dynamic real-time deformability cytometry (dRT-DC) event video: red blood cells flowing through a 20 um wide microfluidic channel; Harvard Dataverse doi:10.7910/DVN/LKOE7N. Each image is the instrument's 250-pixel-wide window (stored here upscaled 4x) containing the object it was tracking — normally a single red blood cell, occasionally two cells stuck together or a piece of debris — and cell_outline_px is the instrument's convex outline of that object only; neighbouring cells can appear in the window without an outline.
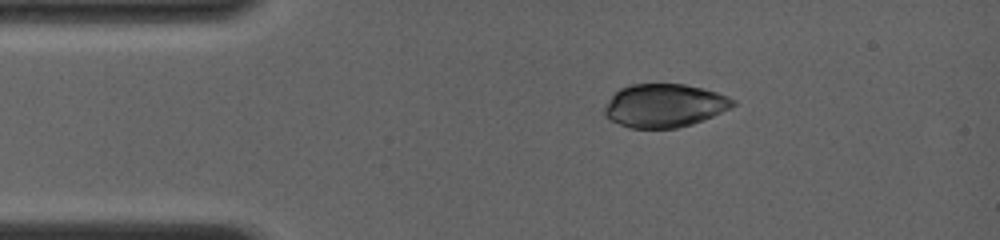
{"species": "common noctule bat (a hibernating species)", "species_latin": "Nyctalus noctula", "temperature_condition": "room temperature", "stored_images_in_passage": 5, "camera_frame_rate_fps": 4000, "um_per_image_px": 0.085, "animal": {"sex": "female", "body_mass_g": 19.0, "forearm_length_mm": 56.7}, "frame": {"image": 1, "passage_image": 3, "time_ms": 2.0, "image_size_px": [1000, 240], "cell_outline_px": [[736, 104], [712, 116], [692, 124], [676, 128], [628, 128], [612, 120], [604, 112], [604, 108], [612, 96], [620, 88], [632, 84], [684, 84], [716, 92], [728, 96], [736, 100]], "centroid_in_image_um": [56.48, 8.97], "position_along_channel_um": 28.5, "area_um2": 32.02}}